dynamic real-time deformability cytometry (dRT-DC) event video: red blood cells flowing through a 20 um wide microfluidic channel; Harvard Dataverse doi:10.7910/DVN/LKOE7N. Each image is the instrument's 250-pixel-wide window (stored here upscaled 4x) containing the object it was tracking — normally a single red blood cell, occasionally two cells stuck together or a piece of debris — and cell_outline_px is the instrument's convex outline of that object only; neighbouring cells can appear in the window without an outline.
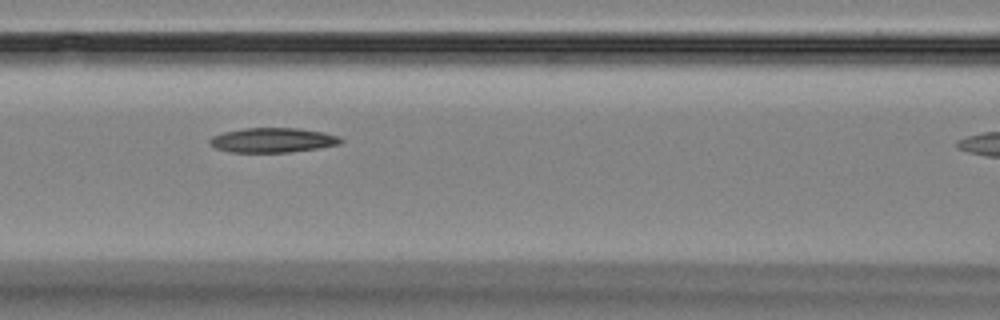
{"species": "Egyptian fruit bat (a non-hibernating species)", "species_latin": "Rousettus aegyptiacus", "temperature_condition": "room temperature", "stored_images_in_passage": 8, "camera_frame_rate_fps": 3000, "um_per_image_px": 0.085, "animal": {"sex": "female"}, "frame": {"image": 1, "passage_image": 5, "time_ms": 5.333, "image_size_px": [1000, 320], "cell_outline_px": [[344, 140], [340, 144], [316, 148], [288, 152], [228, 152], [216, 148], [208, 144], [208, 140], [212, 136], [224, 132], [244, 128], [296, 128], [324, 132], [340, 136]], "centroid_in_image_um": [23.16, 11.91], "position_along_channel_um": 143.4, "area_um2": 18.84}}
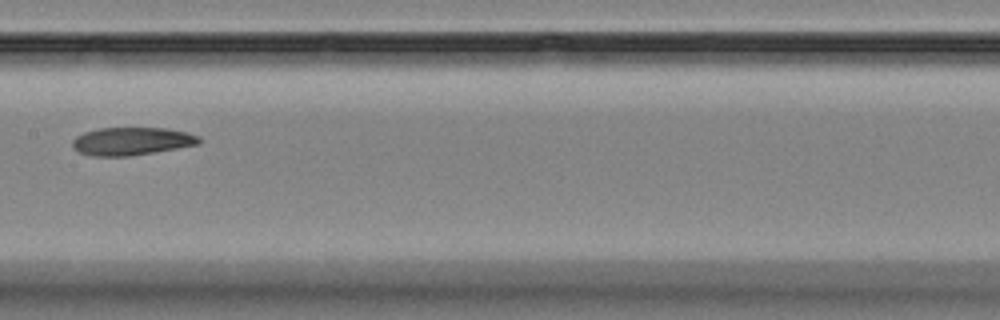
{"frame": {"image": 2, "passage_image": 7, "time_ms": 8.667, "image_size_px": [1000, 320], "cell_outline_px": [[200, 144], [128, 156], [92, 156], [80, 152], [72, 148], [72, 140], [76, 136], [84, 132], [100, 128], [168, 128], [200, 136]], "centroid_in_image_um": [11.16, 12.0], "position_along_channel_um": 196.2, "area_um2": 20.46}}
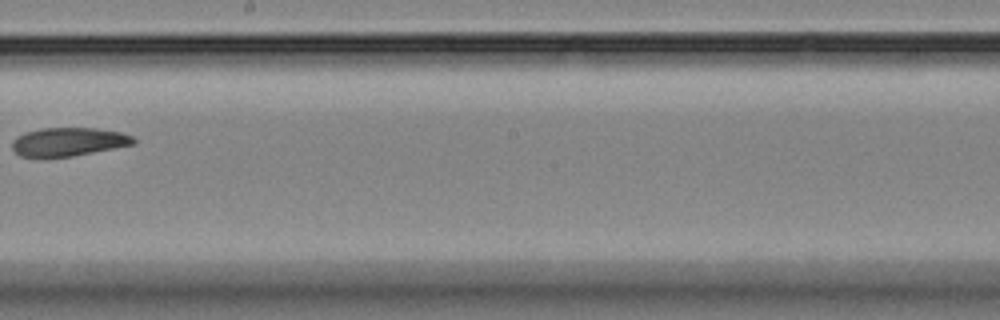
{"frame": {"image": 3, "passage_image": 8, "time_ms": 10.0, "image_size_px": [1000, 320], "cell_outline_px": [[136, 144], [72, 156], [20, 156], [12, 148], [12, 140], [16, 136], [24, 132], [40, 128], [96, 128], [120, 132], [132, 136], [136, 140]], "centroid_in_image_um": [5.82, 12.03], "position_along_channel_um": 242.4, "area_um2": 20.06}}